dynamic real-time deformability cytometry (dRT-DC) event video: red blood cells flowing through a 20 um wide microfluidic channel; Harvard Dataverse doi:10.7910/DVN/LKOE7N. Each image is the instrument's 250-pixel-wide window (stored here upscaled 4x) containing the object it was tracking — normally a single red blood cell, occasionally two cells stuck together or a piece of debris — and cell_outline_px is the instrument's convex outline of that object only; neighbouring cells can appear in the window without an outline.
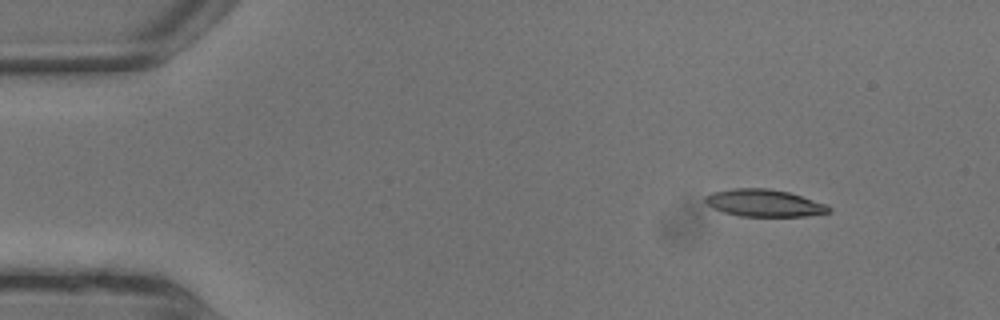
{"species": "common noctule bat (a hibernating species)", "species_latin": "Nyctalus noctula", "temperature_condition": "warm", "stored_images_in_passage": 5, "camera_frame_rate_fps": 3000, "um_per_image_px": 0.085, "animal": {"sex": "male", "body_mass_g": 13.3}, "frame": {"image": 1, "passage_image": 2, "time_ms": 0.333, "image_size_px": [1000, 320], "cell_outline_px": [[832, 212], [808, 216], [740, 216], [724, 212], [712, 208], [704, 200], [704, 196], [712, 192], [732, 188], [768, 188], [788, 192], [828, 204], [832, 208]], "centroid_in_image_um": [64.98, 17.25], "position_along_channel_um": 20.0, "area_um2": 19.77}}
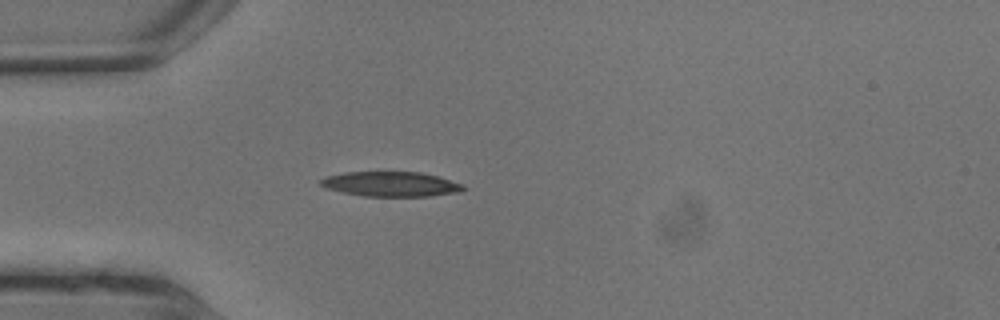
{"frame": {"image": 2, "passage_image": 5, "time_ms": 1.333, "image_size_px": [1000, 320], "cell_outline_px": [[464, 188], [460, 192], [428, 196], [364, 196], [324, 188], [320, 184], [320, 180], [328, 176], [344, 172], [420, 172], [436, 176], [464, 184]], "centroid_in_image_um": [33.22, 15.64], "position_along_channel_um": 51.8, "area_um2": 20.46}}